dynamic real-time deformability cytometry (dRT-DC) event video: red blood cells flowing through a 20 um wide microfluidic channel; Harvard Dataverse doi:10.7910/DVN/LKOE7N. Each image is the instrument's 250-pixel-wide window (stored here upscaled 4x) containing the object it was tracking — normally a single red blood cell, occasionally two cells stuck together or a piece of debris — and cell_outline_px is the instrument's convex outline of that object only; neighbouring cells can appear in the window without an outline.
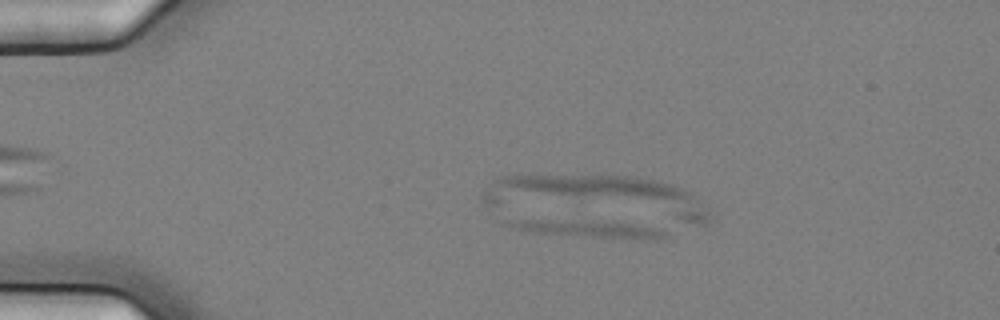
{"species": "common noctule bat (a hibernating species)", "species_latin": "Nyctalus noctula", "temperature_condition": "cold", "stored_images_in_passage": 6, "camera_frame_rate_fps": 3000, "um_per_image_px": 0.085, "animal": {"sex": "female", "body_mass_g": 25.1}, "frame": {"image": 1, "passage_image": 3, "time_ms": 0.667, "image_size_px": [1000, 320], "cell_outline_px": [[668, 240], [628, 240], [532, 232], [512, 228], [496, 224], [496, 220], [612, 220], [652, 228], [668, 232]], "centroid_in_image_um": [50.02, 19.46], "position_along_channel_um": 35.0, "area_um2": 16.7}}